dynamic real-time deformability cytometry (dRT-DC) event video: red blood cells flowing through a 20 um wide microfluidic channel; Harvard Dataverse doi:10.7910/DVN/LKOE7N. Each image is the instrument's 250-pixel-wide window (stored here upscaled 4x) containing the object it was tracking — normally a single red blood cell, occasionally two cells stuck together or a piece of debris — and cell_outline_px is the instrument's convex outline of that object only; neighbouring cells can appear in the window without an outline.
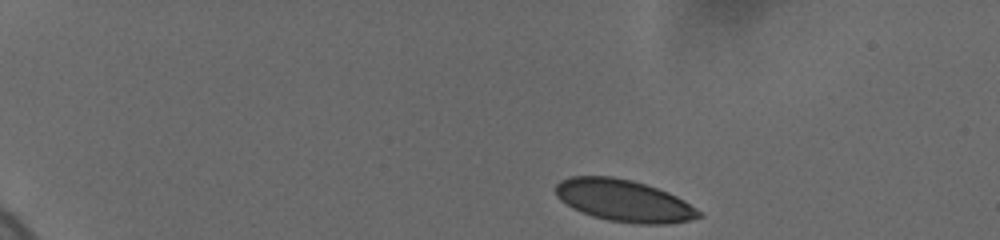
{"species": "human", "species_latin": "Homo sapiens", "temperature_condition": "cold", "stored_images_in_passage": 62, "camera_frame_rate_fps": 3000, "um_per_image_px": 0.085, "donor": {"sex": "female"}, "frame": {"image": 1, "passage_image": 1, "time_ms": 0.0, "image_size_px": [1000, 240], "cell_outline_px": [[704, 216], [688, 220], [668, 224], [636, 224], [608, 220], [592, 216], [572, 208], [560, 200], [556, 196], [556, 184], [560, 180], [572, 176], [612, 176], [632, 180], [668, 192], [684, 200], [696, 208]], "centroid_in_image_um": [53.02, 17.05], "position_along_channel_um": 32.0, "area_um2": 34.97}}
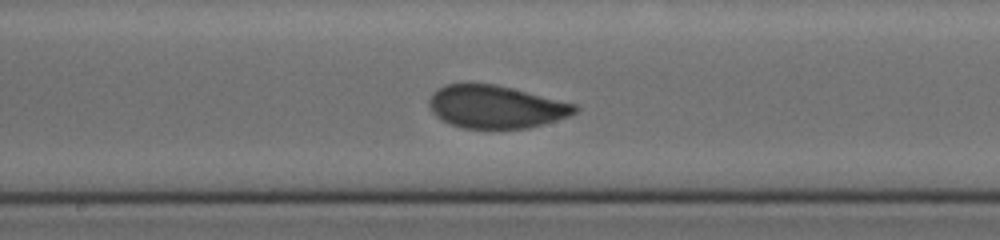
{"frame": {"image": 2, "passage_image": 34, "time_ms": 7.667, "image_size_px": [1000, 240], "cell_outline_px": [[580, 108], [576, 112], [568, 116], [556, 120], [528, 128], [464, 128], [452, 124], [436, 116], [432, 112], [428, 104], [428, 100], [432, 92], [436, 88], [448, 84], [492, 84], [512, 88], [576, 104]], "centroid_in_image_um": [42.13, 9.07], "position_along_channel_um": 206.1, "area_um2": 36.07}}
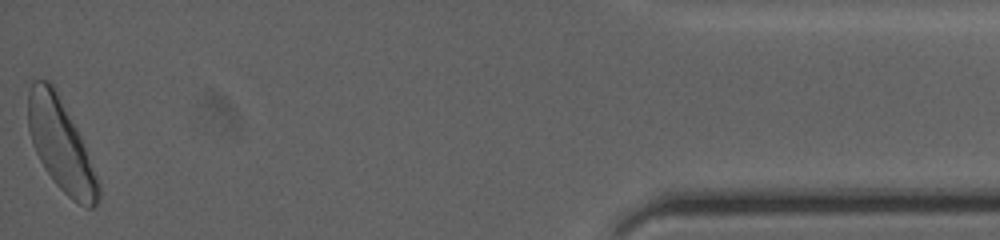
{"frame": {"image": 3, "passage_image": 61, "time_ms": 15.667, "image_size_px": [1000, 240], "cell_outline_px": [[100, 196], [96, 204], [92, 208], [88, 208], [72, 200], [56, 184], [44, 168], [36, 152], [28, 128], [28, 92], [32, 80], [48, 80], [52, 84], [76, 128], [80, 136], [100, 184]], "centroid_in_image_um": [5.16, 12.34], "position_along_channel_um": 430.0, "area_um2": 36.7}, "authors_computed_cell_mechanics": {"area_um2": 36.2406, "velocity_mm_per_s": 3.6406, "shape_relaxation_time_tau1_ms": 6.0605, "shape_relaxation_time_tau2_ms": null, "deformation_change_tau1": 0.1637, "deformation_change_tau2": null}}